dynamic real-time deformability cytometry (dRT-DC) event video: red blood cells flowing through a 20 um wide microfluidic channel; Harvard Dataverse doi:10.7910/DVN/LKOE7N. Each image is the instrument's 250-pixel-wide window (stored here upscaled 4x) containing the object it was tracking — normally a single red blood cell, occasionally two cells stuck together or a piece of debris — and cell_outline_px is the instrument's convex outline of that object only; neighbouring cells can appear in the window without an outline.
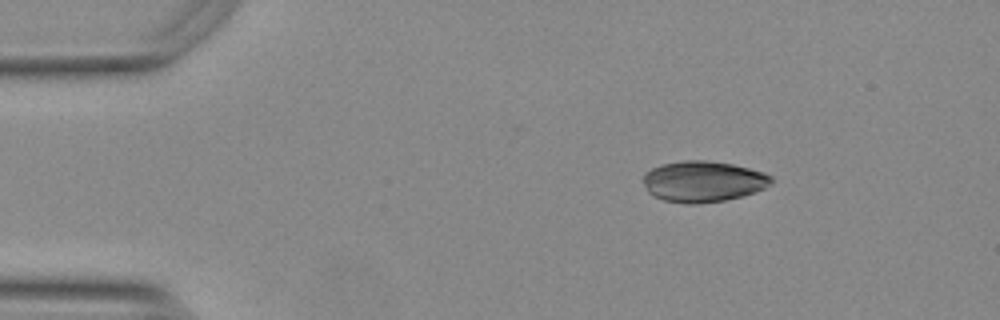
{"species": "Egyptian fruit bat (a non-hibernating species)", "species_latin": "Rousettus aegyptiacus", "temperature_condition": "warm", "stored_images_in_passage": 41, "camera_frame_rate_fps": 3000, "um_per_image_px": 0.085, "animal": {"sex": "female"}, "frame": {"image": 1, "passage_image": 1, "time_ms": 0.0, "image_size_px": [1000, 320], "cell_outline_px": [[772, 184], [756, 192], [724, 200], [696, 204], [688, 204], [664, 200], [648, 192], [644, 184], [644, 172], [660, 164], [684, 160], [704, 160], [732, 164], [764, 172], [772, 176]], "centroid_in_image_um": [59.77, 15.41], "position_along_channel_um": 25.2, "area_um2": 30.52}}
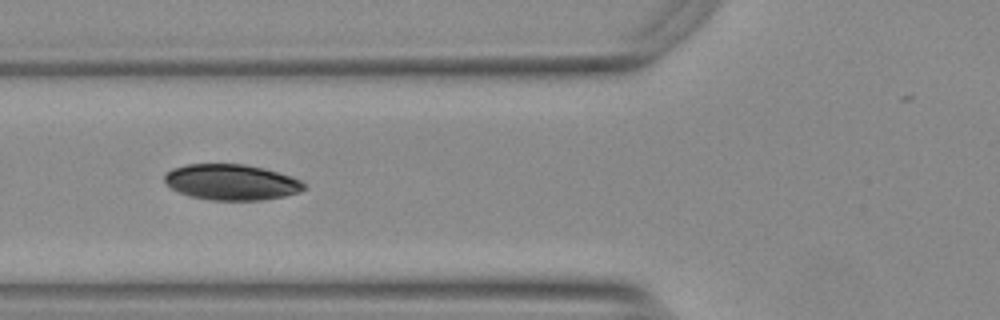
{"frame": {"image": 2, "passage_image": 13, "time_ms": 4.0, "image_size_px": [1000, 320], "cell_outline_px": [[304, 188], [300, 192], [284, 196], [260, 200], [212, 200], [188, 196], [172, 188], [164, 180], [164, 176], [172, 168], [188, 164], [244, 164], [264, 168], [292, 176], [300, 180], [304, 184]], "centroid_in_image_um": [19.68, 15.48], "position_along_channel_um": 106.1, "area_um2": 28.96}}
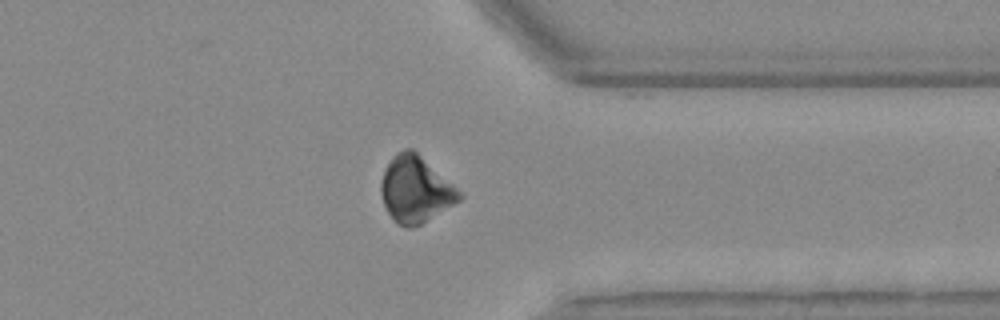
{"frame": {"image": 3, "passage_image": 35, "time_ms": 11.333, "image_size_px": [1000, 320], "cell_outline_px": [[464, 196], [460, 200], [420, 224], [412, 228], [404, 228], [388, 212], [384, 204], [380, 192], [380, 184], [384, 172], [392, 156], [396, 152], [404, 148], [412, 148], [452, 184]], "centroid_in_image_um": [35.29, 16.09], "position_along_channel_um": 376.1, "area_um2": 29.65}, "authors_computed_cell_mechanics": {"area_um2": 29.0156, "velocity_mm_per_s": 3.7513, "shape_relaxation_time_tau1_ms": 5.7205, "shape_relaxation_time_tau2_ms": 10.1809, "deformation_change_tau1": 0.1428, "deformation_change_tau2": 0.1251}}